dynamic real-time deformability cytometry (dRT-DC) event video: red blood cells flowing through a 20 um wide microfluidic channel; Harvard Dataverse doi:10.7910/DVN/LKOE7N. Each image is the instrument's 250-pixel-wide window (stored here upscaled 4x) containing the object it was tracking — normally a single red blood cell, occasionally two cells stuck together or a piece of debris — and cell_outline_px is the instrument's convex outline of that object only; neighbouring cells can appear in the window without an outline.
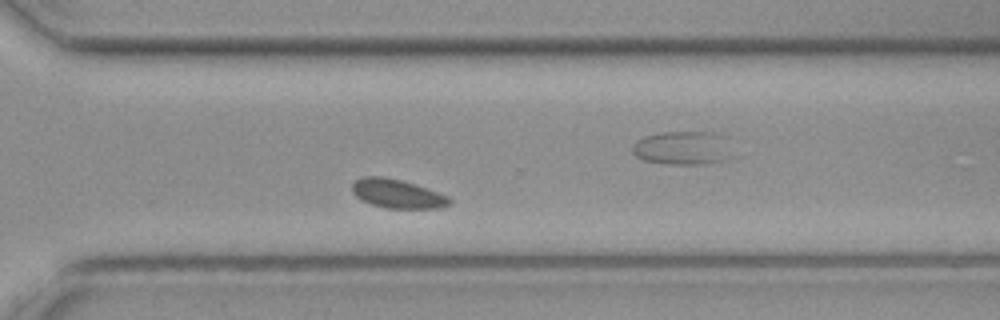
{"species": "common noctule bat (a hibernating species)", "species_latin": "Nyctalus noctula", "temperature_condition": "cold", "stored_images_in_passage": 34, "camera_frame_rate_fps": 3000, "um_per_image_px": 0.085, "animal": {"sex": "female", "body_mass_g": 19.3, "forearm_length_mm": 54.1}, "frame": {"image": 1, "passage_image": 19, "time_ms": 6.0, "image_size_px": [1000, 320], "cell_outline_px": [[452, 200], [448, 204], [440, 208], [384, 208], [372, 204], [356, 196], [352, 192], [352, 184], [356, 180], [364, 176], [380, 176], [400, 180], [416, 184], [428, 188], [448, 196]], "centroid_in_image_um": [33.78, 16.46], "position_along_channel_um": 336.8, "area_um2": 16.24}}
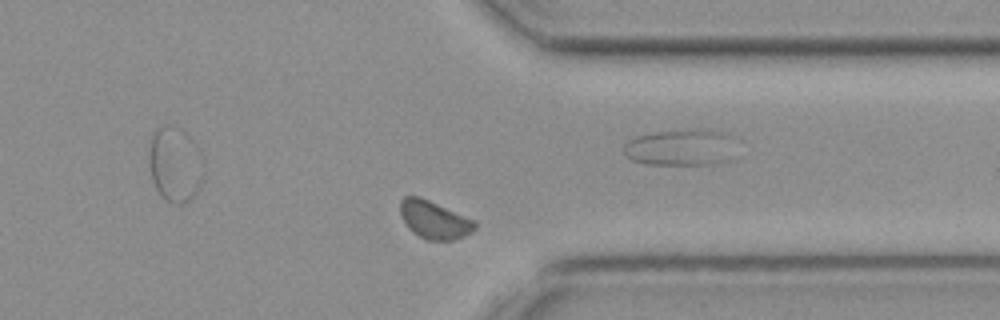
{"frame": {"image": 2, "passage_image": 22, "time_ms": 7.0, "image_size_px": [1000, 320], "cell_outline_px": [[476, 228], [472, 232], [452, 240], [428, 240], [412, 232], [408, 228], [400, 216], [400, 200], [404, 196], [420, 196], [472, 220], [476, 224]], "centroid_in_image_um": [36.85, 18.68], "position_along_channel_um": 374.6, "area_um2": 16.18}}
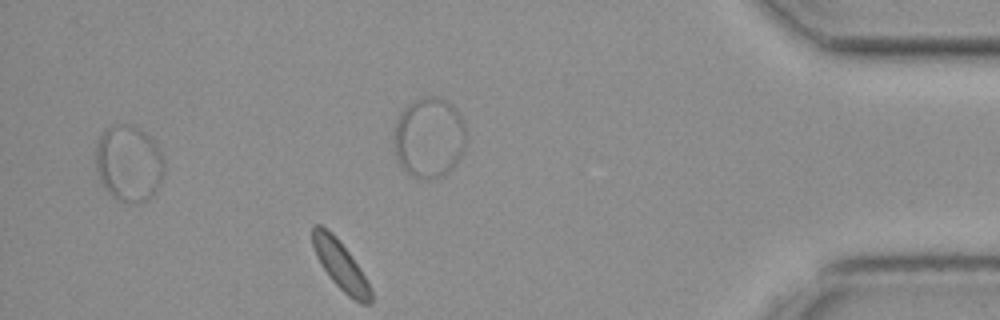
{"frame": {"image": 3, "passage_image": 28, "time_ms": 9.0, "image_size_px": [1000, 320], "cell_outline_px": [[372, 304], [360, 304], [348, 296], [332, 280], [320, 264], [316, 256], [312, 244], [312, 224], [320, 224], [332, 232], [348, 252], [360, 268], [372, 288]], "centroid_in_image_um": [28.95, 22.56], "position_along_channel_um": 406.3, "area_um2": 16.65}}